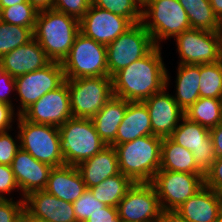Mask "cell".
Masks as SVG:
<instances>
[{
	"mask_svg": "<svg viewBox=\"0 0 222 222\" xmlns=\"http://www.w3.org/2000/svg\"><path fill=\"white\" fill-rule=\"evenodd\" d=\"M161 46L116 72L112 78L113 95L129 102H143L166 86V72Z\"/></svg>",
	"mask_w": 222,
	"mask_h": 222,
	"instance_id": "1",
	"label": "cell"
},
{
	"mask_svg": "<svg viewBox=\"0 0 222 222\" xmlns=\"http://www.w3.org/2000/svg\"><path fill=\"white\" fill-rule=\"evenodd\" d=\"M33 33L48 58L62 63L80 33V24L72 16L49 9L38 12Z\"/></svg>",
	"mask_w": 222,
	"mask_h": 222,
	"instance_id": "2",
	"label": "cell"
},
{
	"mask_svg": "<svg viewBox=\"0 0 222 222\" xmlns=\"http://www.w3.org/2000/svg\"><path fill=\"white\" fill-rule=\"evenodd\" d=\"M161 137L148 135L113 146L117 153L119 170L134 183L152 182L160 169Z\"/></svg>",
	"mask_w": 222,
	"mask_h": 222,
	"instance_id": "3",
	"label": "cell"
},
{
	"mask_svg": "<svg viewBox=\"0 0 222 222\" xmlns=\"http://www.w3.org/2000/svg\"><path fill=\"white\" fill-rule=\"evenodd\" d=\"M65 165L77 166L106 147L91 118H70L59 127Z\"/></svg>",
	"mask_w": 222,
	"mask_h": 222,
	"instance_id": "4",
	"label": "cell"
},
{
	"mask_svg": "<svg viewBox=\"0 0 222 222\" xmlns=\"http://www.w3.org/2000/svg\"><path fill=\"white\" fill-rule=\"evenodd\" d=\"M141 23L155 46L191 28L187 13L178 0H146L142 4Z\"/></svg>",
	"mask_w": 222,
	"mask_h": 222,
	"instance_id": "5",
	"label": "cell"
},
{
	"mask_svg": "<svg viewBox=\"0 0 222 222\" xmlns=\"http://www.w3.org/2000/svg\"><path fill=\"white\" fill-rule=\"evenodd\" d=\"M15 119L19 129L15 140L20 142L21 149L52 167L65 165L60 150L59 127L33 123L22 115H17Z\"/></svg>",
	"mask_w": 222,
	"mask_h": 222,
	"instance_id": "6",
	"label": "cell"
},
{
	"mask_svg": "<svg viewBox=\"0 0 222 222\" xmlns=\"http://www.w3.org/2000/svg\"><path fill=\"white\" fill-rule=\"evenodd\" d=\"M61 64L65 79L108 76L106 45L80 32Z\"/></svg>",
	"mask_w": 222,
	"mask_h": 222,
	"instance_id": "7",
	"label": "cell"
},
{
	"mask_svg": "<svg viewBox=\"0 0 222 222\" xmlns=\"http://www.w3.org/2000/svg\"><path fill=\"white\" fill-rule=\"evenodd\" d=\"M74 118H92L113 96L109 76L66 79Z\"/></svg>",
	"mask_w": 222,
	"mask_h": 222,
	"instance_id": "8",
	"label": "cell"
},
{
	"mask_svg": "<svg viewBox=\"0 0 222 222\" xmlns=\"http://www.w3.org/2000/svg\"><path fill=\"white\" fill-rule=\"evenodd\" d=\"M155 44L141 22L133 24L106 46L108 76L146 56Z\"/></svg>",
	"mask_w": 222,
	"mask_h": 222,
	"instance_id": "9",
	"label": "cell"
},
{
	"mask_svg": "<svg viewBox=\"0 0 222 222\" xmlns=\"http://www.w3.org/2000/svg\"><path fill=\"white\" fill-rule=\"evenodd\" d=\"M205 174L158 170L151 182L163 211H175L205 186Z\"/></svg>",
	"mask_w": 222,
	"mask_h": 222,
	"instance_id": "10",
	"label": "cell"
},
{
	"mask_svg": "<svg viewBox=\"0 0 222 222\" xmlns=\"http://www.w3.org/2000/svg\"><path fill=\"white\" fill-rule=\"evenodd\" d=\"M125 222H156L163 213L157 191L151 182L134 183L117 205Z\"/></svg>",
	"mask_w": 222,
	"mask_h": 222,
	"instance_id": "11",
	"label": "cell"
},
{
	"mask_svg": "<svg viewBox=\"0 0 222 222\" xmlns=\"http://www.w3.org/2000/svg\"><path fill=\"white\" fill-rule=\"evenodd\" d=\"M65 80L64 70L59 62H51L42 69L16 77L15 88L21 106L16 115H21L44 94L60 87Z\"/></svg>",
	"mask_w": 222,
	"mask_h": 222,
	"instance_id": "12",
	"label": "cell"
},
{
	"mask_svg": "<svg viewBox=\"0 0 222 222\" xmlns=\"http://www.w3.org/2000/svg\"><path fill=\"white\" fill-rule=\"evenodd\" d=\"M178 64H211L221 60L218 32L190 28L175 37Z\"/></svg>",
	"mask_w": 222,
	"mask_h": 222,
	"instance_id": "13",
	"label": "cell"
},
{
	"mask_svg": "<svg viewBox=\"0 0 222 222\" xmlns=\"http://www.w3.org/2000/svg\"><path fill=\"white\" fill-rule=\"evenodd\" d=\"M181 122L169 138L190 150L197 166L206 173L217 159L210 130L185 116L182 117Z\"/></svg>",
	"mask_w": 222,
	"mask_h": 222,
	"instance_id": "14",
	"label": "cell"
},
{
	"mask_svg": "<svg viewBox=\"0 0 222 222\" xmlns=\"http://www.w3.org/2000/svg\"><path fill=\"white\" fill-rule=\"evenodd\" d=\"M26 120L56 127L72 118L68 85L65 81L60 87L44 94L21 114Z\"/></svg>",
	"mask_w": 222,
	"mask_h": 222,
	"instance_id": "15",
	"label": "cell"
},
{
	"mask_svg": "<svg viewBox=\"0 0 222 222\" xmlns=\"http://www.w3.org/2000/svg\"><path fill=\"white\" fill-rule=\"evenodd\" d=\"M79 24L84 36L106 46L133 25L127 18L92 4Z\"/></svg>",
	"mask_w": 222,
	"mask_h": 222,
	"instance_id": "16",
	"label": "cell"
},
{
	"mask_svg": "<svg viewBox=\"0 0 222 222\" xmlns=\"http://www.w3.org/2000/svg\"><path fill=\"white\" fill-rule=\"evenodd\" d=\"M169 79L166 72V86L143 101L151 119L152 134L161 138L169 137L184 116V111L174 100L173 95L166 92Z\"/></svg>",
	"mask_w": 222,
	"mask_h": 222,
	"instance_id": "17",
	"label": "cell"
},
{
	"mask_svg": "<svg viewBox=\"0 0 222 222\" xmlns=\"http://www.w3.org/2000/svg\"><path fill=\"white\" fill-rule=\"evenodd\" d=\"M11 168L22 192V199L31 192L45 190L53 169L52 166L36 160L21 148L12 160Z\"/></svg>",
	"mask_w": 222,
	"mask_h": 222,
	"instance_id": "18",
	"label": "cell"
},
{
	"mask_svg": "<svg viewBox=\"0 0 222 222\" xmlns=\"http://www.w3.org/2000/svg\"><path fill=\"white\" fill-rule=\"evenodd\" d=\"M24 209L31 215L48 222H77L73 204L38 190L24 197Z\"/></svg>",
	"mask_w": 222,
	"mask_h": 222,
	"instance_id": "19",
	"label": "cell"
},
{
	"mask_svg": "<svg viewBox=\"0 0 222 222\" xmlns=\"http://www.w3.org/2000/svg\"><path fill=\"white\" fill-rule=\"evenodd\" d=\"M52 61L33 38L0 58V67L13 78L42 69Z\"/></svg>",
	"mask_w": 222,
	"mask_h": 222,
	"instance_id": "20",
	"label": "cell"
},
{
	"mask_svg": "<svg viewBox=\"0 0 222 222\" xmlns=\"http://www.w3.org/2000/svg\"><path fill=\"white\" fill-rule=\"evenodd\" d=\"M175 212L186 222H214L222 213V196L204 186Z\"/></svg>",
	"mask_w": 222,
	"mask_h": 222,
	"instance_id": "21",
	"label": "cell"
},
{
	"mask_svg": "<svg viewBox=\"0 0 222 222\" xmlns=\"http://www.w3.org/2000/svg\"><path fill=\"white\" fill-rule=\"evenodd\" d=\"M86 189L77 167L72 165L53 167L45 188L53 196L71 203L78 200Z\"/></svg>",
	"mask_w": 222,
	"mask_h": 222,
	"instance_id": "22",
	"label": "cell"
},
{
	"mask_svg": "<svg viewBox=\"0 0 222 222\" xmlns=\"http://www.w3.org/2000/svg\"><path fill=\"white\" fill-rule=\"evenodd\" d=\"M76 167L86 188L97 186L105 179L120 173L117 153L113 146H106Z\"/></svg>",
	"mask_w": 222,
	"mask_h": 222,
	"instance_id": "23",
	"label": "cell"
},
{
	"mask_svg": "<svg viewBox=\"0 0 222 222\" xmlns=\"http://www.w3.org/2000/svg\"><path fill=\"white\" fill-rule=\"evenodd\" d=\"M152 134L151 119L144 102H129L116 139L111 145H120L135 140L138 137Z\"/></svg>",
	"mask_w": 222,
	"mask_h": 222,
	"instance_id": "24",
	"label": "cell"
},
{
	"mask_svg": "<svg viewBox=\"0 0 222 222\" xmlns=\"http://www.w3.org/2000/svg\"><path fill=\"white\" fill-rule=\"evenodd\" d=\"M128 101L113 95L103 108L91 118L96 132L101 140L110 146L116 139V134L122 122Z\"/></svg>",
	"mask_w": 222,
	"mask_h": 222,
	"instance_id": "25",
	"label": "cell"
},
{
	"mask_svg": "<svg viewBox=\"0 0 222 222\" xmlns=\"http://www.w3.org/2000/svg\"><path fill=\"white\" fill-rule=\"evenodd\" d=\"M160 170L205 174L198 166L190 150L165 137L161 142Z\"/></svg>",
	"mask_w": 222,
	"mask_h": 222,
	"instance_id": "26",
	"label": "cell"
},
{
	"mask_svg": "<svg viewBox=\"0 0 222 222\" xmlns=\"http://www.w3.org/2000/svg\"><path fill=\"white\" fill-rule=\"evenodd\" d=\"M177 72L173 97L179 107L186 111L200 98V64H178Z\"/></svg>",
	"mask_w": 222,
	"mask_h": 222,
	"instance_id": "27",
	"label": "cell"
},
{
	"mask_svg": "<svg viewBox=\"0 0 222 222\" xmlns=\"http://www.w3.org/2000/svg\"><path fill=\"white\" fill-rule=\"evenodd\" d=\"M187 13L191 28L218 32L221 21L214 13L209 0H178Z\"/></svg>",
	"mask_w": 222,
	"mask_h": 222,
	"instance_id": "28",
	"label": "cell"
},
{
	"mask_svg": "<svg viewBox=\"0 0 222 222\" xmlns=\"http://www.w3.org/2000/svg\"><path fill=\"white\" fill-rule=\"evenodd\" d=\"M133 184L134 182L128 176L120 172L89 189L98 201L107 206L117 207Z\"/></svg>",
	"mask_w": 222,
	"mask_h": 222,
	"instance_id": "29",
	"label": "cell"
},
{
	"mask_svg": "<svg viewBox=\"0 0 222 222\" xmlns=\"http://www.w3.org/2000/svg\"><path fill=\"white\" fill-rule=\"evenodd\" d=\"M184 116L209 130L215 128L222 120V99L200 97Z\"/></svg>",
	"mask_w": 222,
	"mask_h": 222,
	"instance_id": "30",
	"label": "cell"
},
{
	"mask_svg": "<svg viewBox=\"0 0 222 222\" xmlns=\"http://www.w3.org/2000/svg\"><path fill=\"white\" fill-rule=\"evenodd\" d=\"M200 97L222 99V60L200 64Z\"/></svg>",
	"mask_w": 222,
	"mask_h": 222,
	"instance_id": "31",
	"label": "cell"
},
{
	"mask_svg": "<svg viewBox=\"0 0 222 222\" xmlns=\"http://www.w3.org/2000/svg\"><path fill=\"white\" fill-rule=\"evenodd\" d=\"M35 28L0 22V58L34 38Z\"/></svg>",
	"mask_w": 222,
	"mask_h": 222,
	"instance_id": "32",
	"label": "cell"
},
{
	"mask_svg": "<svg viewBox=\"0 0 222 222\" xmlns=\"http://www.w3.org/2000/svg\"><path fill=\"white\" fill-rule=\"evenodd\" d=\"M92 5L123 16L132 24L142 19V4L138 0H92Z\"/></svg>",
	"mask_w": 222,
	"mask_h": 222,
	"instance_id": "33",
	"label": "cell"
},
{
	"mask_svg": "<svg viewBox=\"0 0 222 222\" xmlns=\"http://www.w3.org/2000/svg\"><path fill=\"white\" fill-rule=\"evenodd\" d=\"M38 11L28 2L2 8V21L8 24L35 28Z\"/></svg>",
	"mask_w": 222,
	"mask_h": 222,
	"instance_id": "34",
	"label": "cell"
},
{
	"mask_svg": "<svg viewBox=\"0 0 222 222\" xmlns=\"http://www.w3.org/2000/svg\"><path fill=\"white\" fill-rule=\"evenodd\" d=\"M72 204L77 222H85L90 215H93L106 206L93 196L89 188H87L82 196Z\"/></svg>",
	"mask_w": 222,
	"mask_h": 222,
	"instance_id": "35",
	"label": "cell"
},
{
	"mask_svg": "<svg viewBox=\"0 0 222 222\" xmlns=\"http://www.w3.org/2000/svg\"><path fill=\"white\" fill-rule=\"evenodd\" d=\"M91 4L92 0H54L53 9L80 21Z\"/></svg>",
	"mask_w": 222,
	"mask_h": 222,
	"instance_id": "36",
	"label": "cell"
},
{
	"mask_svg": "<svg viewBox=\"0 0 222 222\" xmlns=\"http://www.w3.org/2000/svg\"><path fill=\"white\" fill-rule=\"evenodd\" d=\"M20 149V142L13 139L11 134L0 132V164L11 166L17 151Z\"/></svg>",
	"mask_w": 222,
	"mask_h": 222,
	"instance_id": "37",
	"label": "cell"
},
{
	"mask_svg": "<svg viewBox=\"0 0 222 222\" xmlns=\"http://www.w3.org/2000/svg\"><path fill=\"white\" fill-rule=\"evenodd\" d=\"M205 186L222 196V157L217 158L205 173Z\"/></svg>",
	"mask_w": 222,
	"mask_h": 222,
	"instance_id": "38",
	"label": "cell"
},
{
	"mask_svg": "<svg viewBox=\"0 0 222 222\" xmlns=\"http://www.w3.org/2000/svg\"><path fill=\"white\" fill-rule=\"evenodd\" d=\"M15 188L18 189V192L19 186L16 182L11 166L0 164V200L9 199L4 196L5 193L10 194L16 190Z\"/></svg>",
	"mask_w": 222,
	"mask_h": 222,
	"instance_id": "39",
	"label": "cell"
},
{
	"mask_svg": "<svg viewBox=\"0 0 222 222\" xmlns=\"http://www.w3.org/2000/svg\"><path fill=\"white\" fill-rule=\"evenodd\" d=\"M24 209V199L13 198L0 200V222H11Z\"/></svg>",
	"mask_w": 222,
	"mask_h": 222,
	"instance_id": "40",
	"label": "cell"
},
{
	"mask_svg": "<svg viewBox=\"0 0 222 222\" xmlns=\"http://www.w3.org/2000/svg\"><path fill=\"white\" fill-rule=\"evenodd\" d=\"M14 90H16L15 78L0 67V102L13 106L9 94Z\"/></svg>",
	"mask_w": 222,
	"mask_h": 222,
	"instance_id": "41",
	"label": "cell"
},
{
	"mask_svg": "<svg viewBox=\"0 0 222 222\" xmlns=\"http://www.w3.org/2000/svg\"><path fill=\"white\" fill-rule=\"evenodd\" d=\"M120 218L118 216L117 207L105 206L97 211L93 215H90L85 222H119Z\"/></svg>",
	"mask_w": 222,
	"mask_h": 222,
	"instance_id": "42",
	"label": "cell"
},
{
	"mask_svg": "<svg viewBox=\"0 0 222 222\" xmlns=\"http://www.w3.org/2000/svg\"><path fill=\"white\" fill-rule=\"evenodd\" d=\"M14 106L0 102V132L10 131L12 129V122L16 117L14 113ZM15 115V116H14Z\"/></svg>",
	"mask_w": 222,
	"mask_h": 222,
	"instance_id": "43",
	"label": "cell"
},
{
	"mask_svg": "<svg viewBox=\"0 0 222 222\" xmlns=\"http://www.w3.org/2000/svg\"><path fill=\"white\" fill-rule=\"evenodd\" d=\"M213 147L217 158L222 157V120L215 128L210 129Z\"/></svg>",
	"mask_w": 222,
	"mask_h": 222,
	"instance_id": "44",
	"label": "cell"
},
{
	"mask_svg": "<svg viewBox=\"0 0 222 222\" xmlns=\"http://www.w3.org/2000/svg\"><path fill=\"white\" fill-rule=\"evenodd\" d=\"M27 2L38 12L53 9L54 0H27Z\"/></svg>",
	"mask_w": 222,
	"mask_h": 222,
	"instance_id": "45",
	"label": "cell"
},
{
	"mask_svg": "<svg viewBox=\"0 0 222 222\" xmlns=\"http://www.w3.org/2000/svg\"><path fill=\"white\" fill-rule=\"evenodd\" d=\"M156 222H186L175 211H163L162 215Z\"/></svg>",
	"mask_w": 222,
	"mask_h": 222,
	"instance_id": "46",
	"label": "cell"
},
{
	"mask_svg": "<svg viewBox=\"0 0 222 222\" xmlns=\"http://www.w3.org/2000/svg\"><path fill=\"white\" fill-rule=\"evenodd\" d=\"M216 16L222 21V0H209Z\"/></svg>",
	"mask_w": 222,
	"mask_h": 222,
	"instance_id": "47",
	"label": "cell"
},
{
	"mask_svg": "<svg viewBox=\"0 0 222 222\" xmlns=\"http://www.w3.org/2000/svg\"><path fill=\"white\" fill-rule=\"evenodd\" d=\"M27 2V0H0V7L6 8V7H12L15 4L24 3Z\"/></svg>",
	"mask_w": 222,
	"mask_h": 222,
	"instance_id": "48",
	"label": "cell"
},
{
	"mask_svg": "<svg viewBox=\"0 0 222 222\" xmlns=\"http://www.w3.org/2000/svg\"><path fill=\"white\" fill-rule=\"evenodd\" d=\"M11 222H28V212L23 209Z\"/></svg>",
	"mask_w": 222,
	"mask_h": 222,
	"instance_id": "49",
	"label": "cell"
},
{
	"mask_svg": "<svg viewBox=\"0 0 222 222\" xmlns=\"http://www.w3.org/2000/svg\"><path fill=\"white\" fill-rule=\"evenodd\" d=\"M28 222H48V221L43 220V219L36 218V217H34V216H31V215L28 213Z\"/></svg>",
	"mask_w": 222,
	"mask_h": 222,
	"instance_id": "50",
	"label": "cell"
},
{
	"mask_svg": "<svg viewBox=\"0 0 222 222\" xmlns=\"http://www.w3.org/2000/svg\"><path fill=\"white\" fill-rule=\"evenodd\" d=\"M218 34H219V39H220V55H221V60H222V29H219Z\"/></svg>",
	"mask_w": 222,
	"mask_h": 222,
	"instance_id": "51",
	"label": "cell"
},
{
	"mask_svg": "<svg viewBox=\"0 0 222 222\" xmlns=\"http://www.w3.org/2000/svg\"><path fill=\"white\" fill-rule=\"evenodd\" d=\"M214 222H222V213L219 215V217Z\"/></svg>",
	"mask_w": 222,
	"mask_h": 222,
	"instance_id": "52",
	"label": "cell"
},
{
	"mask_svg": "<svg viewBox=\"0 0 222 222\" xmlns=\"http://www.w3.org/2000/svg\"><path fill=\"white\" fill-rule=\"evenodd\" d=\"M2 21V8L0 7V22Z\"/></svg>",
	"mask_w": 222,
	"mask_h": 222,
	"instance_id": "53",
	"label": "cell"
},
{
	"mask_svg": "<svg viewBox=\"0 0 222 222\" xmlns=\"http://www.w3.org/2000/svg\"><path fill=\"white\" fill-rule=\"evenodd\" d=\"M141 4H143L146 0H138Z\"/></svg>",
	"mask_w": 222,
	"mask_h": 222,
	"instance_id": "54",
	"label": "cell"
}]
</instances>
